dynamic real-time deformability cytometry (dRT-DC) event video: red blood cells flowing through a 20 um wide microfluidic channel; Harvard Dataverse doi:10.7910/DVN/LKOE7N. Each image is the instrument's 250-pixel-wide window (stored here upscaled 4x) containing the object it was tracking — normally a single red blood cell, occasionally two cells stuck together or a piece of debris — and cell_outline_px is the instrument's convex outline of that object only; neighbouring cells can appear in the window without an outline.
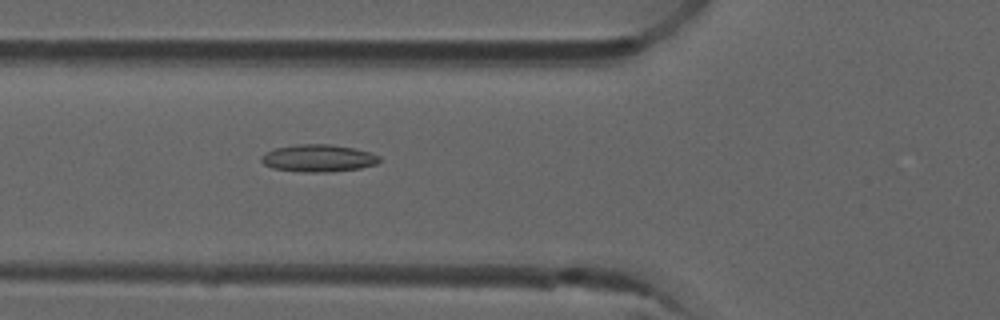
{"species": "common noctule bat (a hibernating species)", "species_latin": "Nyctalus noctula", "temperature_condition": "room temperature", "stored_images_in_passage": 6, "camera_frame_rate_fps": 3000, "um_per_image_px": 0.085, "animal": {"sex": "male", "forearm_length_mm": 52.5}, "frame": {"image": 1, "passage_image": 6, "time_ms": 1.667, "image_size_px": [1000, 320], "cell_outline_px": [[380, 160], [376, 164], [360, 168], [332, 172], [300, 172], [272, 168], [264, 164], [260, 160], [260, 156], [276, 148], [296, 144], [328, 144], [356, 148], [380, 156]], "centroid_in_image_um": [27.05, 13.45], "position_along_channel_um": 98.7, "area_um2": 18.84}}